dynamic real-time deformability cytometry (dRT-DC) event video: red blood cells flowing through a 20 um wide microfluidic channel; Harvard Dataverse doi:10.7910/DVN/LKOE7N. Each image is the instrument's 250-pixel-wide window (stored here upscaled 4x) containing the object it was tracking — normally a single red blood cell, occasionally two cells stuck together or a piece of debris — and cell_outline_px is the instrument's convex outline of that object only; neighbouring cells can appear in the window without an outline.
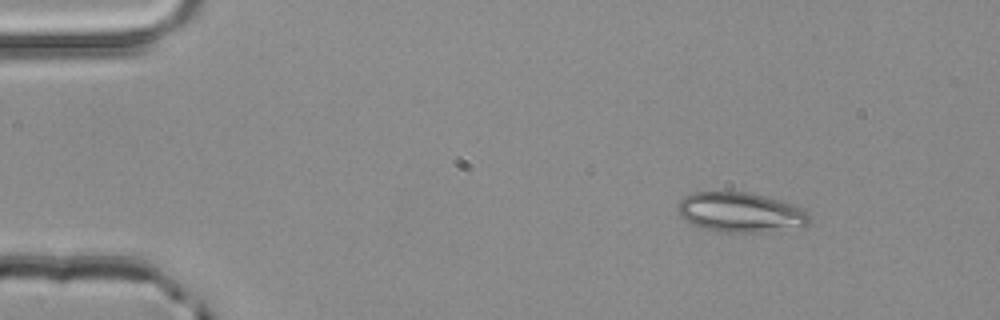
{"species": "common noctule bat (a hibernating species)", "species_latin": "Nyctalus noctula", "temperature_condition": "room temperature", "stored_images_in_passage": 3, "camera_frame_rate_fps": 3000, "um_per_image_px": 0.085, "animal": {"sex": "male", "body_mass_g": 20.4}, "frame": {"image": 1, "passage_image": 1, "time_ms": 0.0, "image_size_px": [1000, 320], "cell_outline_px": [[808, 224], [804, 228], [764, 232], [720, 232], [704, 228], [692, 224], [684, 220], [680, 216], [676, 208], [680, 200], [684, 196], [692, 192], [752, 192], [796, 204], [804, 208], [808, 212]], "centroid_in_image_um": [62.98, 18.05], "position_along_channel_um": 22.0, "area_um2": 31.21}}